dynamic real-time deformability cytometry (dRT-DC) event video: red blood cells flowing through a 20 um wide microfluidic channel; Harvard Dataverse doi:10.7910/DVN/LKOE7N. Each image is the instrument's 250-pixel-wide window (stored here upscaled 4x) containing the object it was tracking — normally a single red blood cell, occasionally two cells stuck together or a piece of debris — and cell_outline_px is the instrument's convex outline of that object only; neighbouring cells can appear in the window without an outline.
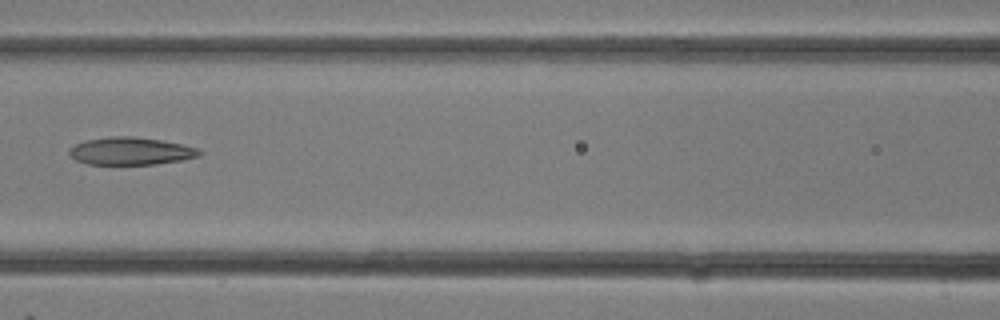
{"species": "common noctule bat (a hibernating species)", "species_latin": "Nyctalus noctula", "temperature_condition": "room temperature", "stored_images_in_passage": 11, "camera_frame_rate_fps": 3000, "um_per_image_px": 0.085, "animal": {"sex": "female"}, "frame": {"image": 1, "passage_image": 10, "time_ms": 3.0, "image_size_px": [1000, 320], "cell_outline_px": [[204, 152], [200, 156], [180, 160], [156, 164], [88, 164], [76, 160], [68, 152], [68, 148], [84, 140], [112, 136], [132, 136], [160, 140], [184, 144], [196, 148]], "centroid_in_image_um": [11.11, 12.83], "position_along_channel_um": 155.5, "area_um2": 20.92}}